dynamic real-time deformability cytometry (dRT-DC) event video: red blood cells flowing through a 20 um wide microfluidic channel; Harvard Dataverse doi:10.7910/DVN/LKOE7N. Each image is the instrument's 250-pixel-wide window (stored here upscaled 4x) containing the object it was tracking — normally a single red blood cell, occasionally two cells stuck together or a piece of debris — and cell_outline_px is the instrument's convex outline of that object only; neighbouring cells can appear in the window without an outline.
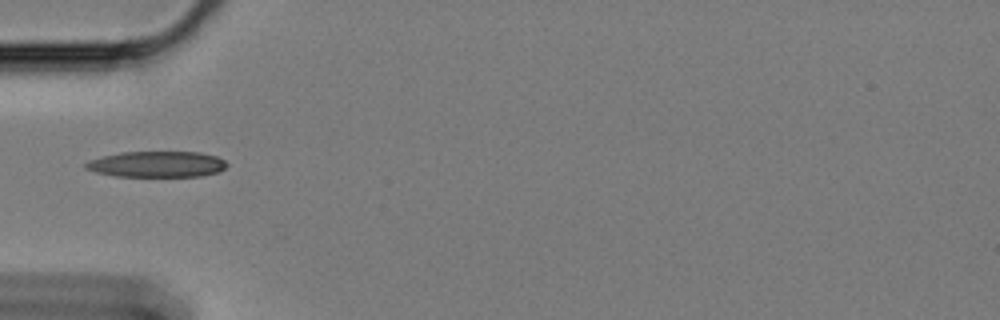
{"species": "Egyptian fruit bat (a non-hibernating species)", "species_latin": "Rousettus aegyptiacus", "temperature_condition": "cold", "stored_images_in_passage": 14, "camera_frame_rate_fps": 3000, "um_per_image_px": 0.085, "animal": {"sex": "female"}, "frame": {"image": 1, "passage_image": 1, "time_ms": 0.0, "image_size_px": [1000, 320], "cell_outline_px": [[228, 164], [224, 168], [216, 172], [200, 176], [116, 176], [96, 172], [84, 168], [84, 164], [88, 160], [120, 152], [200, 152], [216, 156], [224, 160]], "centroid_in_image_um": [13.31, 13.95], "position_along_channel_um": 71.7, "area_um2": 21.21}}
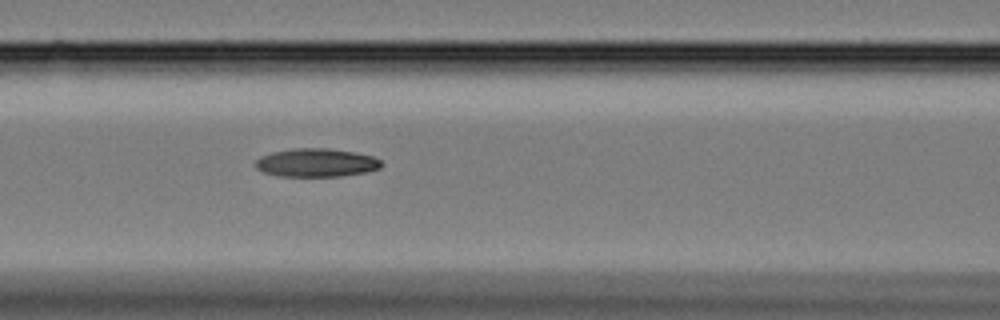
{"frame": {"image": 2, "passage_image": 7, "time_ms": 2.0, "image_size_px": [1000, 320], "cell_outline_px": [[384, 164], [380, 168], [364, 172], [340, 176], [280, 176], [264, 172], [256, 168], [256, 160], [260, 156], [272, 152], [292, 148], [328, 148], [352, 152], [372, 156], [380, 160]], "centroid_in_image_um": [26.87, 13.82], "position_along_channel_um": 139.7, "area_um2": 20.69}}
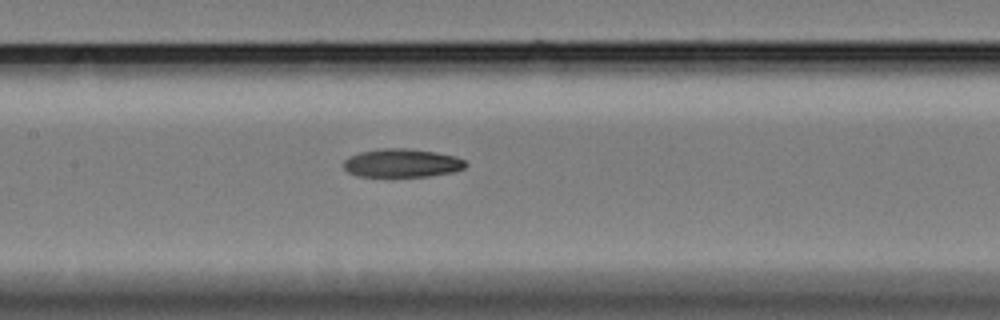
{"frame": {"image": 3, "passage_image": 10, "time_ms": 3.0, "image_size_px": [1000, 320], "cell_outline_px": [[468, 164], [464, 168], [452, 172], [428, 176], [356, 176], [348, 172], [344, 168], [344, 160], [360, 152], [380, 148], [404, 148], [436, 152], [456, 156], [464, 160]], "centroid_in_image_um": [34.18, 13.85], "position_along_channel_um": 173.2, "area_um2": 20.11}}